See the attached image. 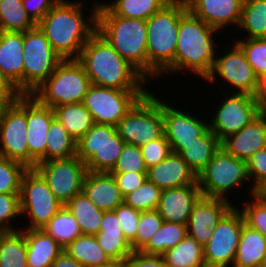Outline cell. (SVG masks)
Masks as SVG:
<instances>
[{"label": "cell", "instance_id": "1", "mask_svg": "<svg viewBox=\"0 0 266 267\" xmlns=\"http://www.w3.org/2000/svg\"><path fill=\"white\" fill-rule=\"evenodd\" d=\"M98 0L84 14L82 0H60L37 24L53 50L65 59H78L90 36L97 30Z\"/></svg>", "mask_w": 266, "mask_h": 267}, {"label": "cell", "instance_id": "2", "mask_svg": "<svg viewBox=\"0 0 266 267\" xmlns=\"http://www.w3.org/2000/svg\"><path fill=\"white\" fill-rule=\"evenodd\" d=\"M91 84L119 90H148L147 80L129 64L97 30L77 59Z\"/></svg>", "mask_w": 266, "mask_h": 267}, {"label": "cell", "instance_id": "3", "mask_svg": "<svg viewBox=\"0 0 266 267\" xmlns=\"http://www.w3.org/2000/svg\"><path fill=\"white\" fill-rule=\"evenodd\" d=\"M218 32L220 31L213 29L187 10L180 17L174 75L177 72L184 74L190 71L204 80L213 68L216 55L219 54V42L215 43V35Z\"/></svg>", "mask_w": 266, "mask_h": 267}, {"label": "cell", "instance_id": "4", "mask_svg": "<svg viewBox=\"0 0 266 267\" xmlns=\"http://www.w3.org/2000/svg\"><path fill=\"white\" fill-rule=\"evenodd\" d=\"M187 10L185 0H171L146 20L148 79L174 74L180 17Z\"/></svg>", "mask_w": 266, "mask_h": 267}, {"label": "cell", "instance_id": "5", "mask_svg": "<svg viewBox=\"0 0 266 267\" xmlns=\"http://www.w3.org/2000/svg\"><path fill=\"white\" fill-rule=\"evenodd\" d=\"M97 31L148 80L146 20L120 17L105 4H98Z\"/></svg>", "mask_w": 266, "mask_h": 267}, {"label": "cell", "instance_id": "6", "mask_svg": "<svg viewBox=\"0 0 266 267\" xmlns=\"http://www.w3.org/2000/svg\"><path fill=\"white\" fill-rule=\"evenodd\" d=\"M91 86L84 66L77 59H65L33 95L41 104L56 106L83 102Z\"/></svg>", "mask_w": 266, "mask_h": 267}, {"label": "cell", "instance_id": "7", "mask_svg": "<svg viewBox=\"0 0 266 267\" xmlns=\"http://www.w3.org/2000/svg\"><path fill=\"white\" fill-rule=\"evenodd\" d=\"M148 91L116 125L127 144L143 146L164 135L162 100Z\"/></svg>", "mask_w": 266, "mask_h": 267}, {"label": "cell", "instance_id": "8", "mask_svg": "<svg viewBox=\"0 0 266 267\" xmlns=\"http://www.w3.org/2000/svg\"><path fill=\"white\" fill-rule=\"evenodd\" d=\"M248 180L250 181L247 161L237 159L222 147L214 153L212 160L197 176L202 196L228 201L227 194H230V190L241 187Z\"/></svg>", "mask_w": 266, "mask_h": 267}, {"label": "cell", "instance_id": "9", "mask_svg": "<svg viewBox=\"0 0 266 267\" xmlns=\"http://www.w3.org/2000/svg\"><path fill=\"white\" fill-rule=\"evenodd\" d=\"M125 145L124 140L112 125L97 124L77 141V157L90 172H110L115 166Z\"/></svg>", "mask_w": 266, "mask_h": 267}, {"label": "cell", "instance_id": "10", "mask_svg": "<svg viewBox=\"0 0 266 267\" xmlns=\"http://www.w3.org/2000/svg\"><path fill=\"white\" fill-rule=\"evenodd\" d=\"M23 94H32L63 61L38 26L24 32Z\"/></svg>", "mask_w": 266, "mask_h": 267}, {"label": "cell", "instance_id": "11", "mask_svg": "<svg viewBox=\"0 0 266 267\" xmlns=\"http://www.w3.org/2000/svg\"><path fill=\"white\" fill-rule=\"evenodd\" d=\"M62 206L44 177L35 168H28L21 180L20 211L21 217L30 220L21 229H42Z\"/></svg>", "mask_w": 266, "mask_h": 267}, {"label": "cell", "instance_id": "12", "mask_svg": "<svg viewBox=\"0 0 266 267\" xmlns=\"http://www.w3.org/2000/svg\"><path fill=\"white\" fill-rule=\"evenodd\" d=\"M149 90H119L91 84L84 106L94 123L115 126Z\"/></svg>", "mask_w": 266, "mask_h": 267}, {"label": "cell", "instance_id": "13", "mask_svg": "<svg viewBox=\"0 0 266 267\" xmlns=\"http://www.w3.org/2000/svg\"><path fill=\"white\" fill-rule=\"evenodd\" d=\"M229 93L231 94L227 95L222 92L223 100L218 105L219 107H215L214 116L208 121L209 129L220 143L243 129L261 113L260 103L256 96L246 93Z\"/></svg>", "mask_w": 266, "mask_h": 267}, {"label": "cell", "instance_id": "14", "mask_svg": "<svg viewBox=\"0 0 266 267\" xmlns=\"http://www.w3.org/2000/svg\"><path fill=\"white\" fill-rule=\"evenodd\" d=\"M27 94H20L0 116V155L29 168Z\"/></svg>", "mask_w": 266, "mask_h": 267}, {"label": "cell", "instance_id": "15", "mask_svg": "<svg viewBox=\"0 0 266 267\" xmlns=\"http://www.w3.org/2000/svg\"><path fill=\"white\" fill-rule=\"evenodd\" d=\"M244 224L242 212L236 206L221 218L210 240L203 246L206 267L233 265Z\"/></svg>", "mask_w": 266, "mask_h": 267}, {"label": "cell", "instance_id": "16", "mask_svg": "<svg viewBox=\"0 0 266 267\" xmlns=\"http://www.w3.org/2000/svg\"><path fill=\"white\" fill-rule=\"evenodd\" d=\"M230 51L224 55H216L211 72L204 79L212 84L219 77L235 90L232 93H246L256 96L260 86V79L252 66L248 63L241 47L234 42Z\"/></svg>", "mask_w": 266, "mask_h": 267}, {"label": "cell", "instance_id": "17", "mask_svg": "<svg viewBox=\"0 0 266 267\" xmlns=\"http://www.w3.org/2000/svg\"><path fill=\"white\" fill-rule=\"evenodd\" d=\"M47 181L54 196L66 205L82 191L87 173L86 164L77 156L67 159H52L34 167Z\"/></svg>", "mask_w": 266, "mask_h": 267}, {"label": "cell", "instance_id": "18", "mask_svg": "<svg viewBox=\"0 0 266 267\" xmlns=\"http://www.w3.org/2000/svg\"><path fill=\"white\" fill-rule=\"evenodd\" d=\"M54 110L41 104L33 95L27 94V145L29 149V168L45 162L47 134Z\"/></svg>", "mask_w": 266, "mask_h": 267}, {"label": "cell", "instance_id": "19", "mask_svg": "<svg viewBox=\"0 0 266 267\" xmlns=\"http://www.w3.org/2000/svg\"><path fill=\"white\" fill-rule=\"evenodd\" d=\"M168 103V104H167ZM162 100V116L164 120V135L170 145H188L202 136L208 129L209 123L196 114L184 112ZM171 105V106H170ZM178 109V110H177ZM195 115V116H194Z\"/></svg>", "mask_w": 266, "mask_h": 267}, {"label": "cell", "instance_id": "20", "mask_svg": "<svg viewBox=\"0 0 266 267\" xmlns=\"http://www.w3.org/2000/svg\"><path fill=\"white\" fill-rule=\"evenodd\" d=\"M228 200L201 196L195 203L187 223L188 235L204 246L215 226L234 206Z\"/></svg>", "mask_w": 266, "mask_h": 267}, {"label": "cell", "instance_id": "21", "mask_svg": "<svg viewBox=\"0 0 266 267\" xmlns=\"http://www.w3.org/2000/svg\"><path fill=\"white\" fill-rule=\"evenodd\" d=\"M188 10L217 31L239 25L244 0H185Z\"/></svg>", "mask_w": 266, "mask_h": 267}, {"label": "cell", "instance_id": "22", "mask_svg": "<svg viewBox=\"0 0 266 267\" xmlns=\"http://www.w3.org/2000/svg\"><path fill=\"white\" fill-rule=\"evenodd\" d=\"M201 196L198 184L162 190L157 211L164 221L187 224L193 207Z\"/></svg>", "mask_w": 266, "mask_h": 267}, {"label": "cell", "instance_id": "23", "mask_svg": "<svg viewBox=\"0 0 266 267\" xmlns=\"http://www.w3.org/2000/svg\"><path fill=\"white\" fill-rule=\"evenodd\" d=\"M220 147L244 161L266 148V114L260 113L243 129L224 139Z\"/></svg>", "mask_w": 266, "mask_h": 267}, {"label": "cell", "instance_id": "24", "mask_svg": "<svg viewBox=\"0 0 266 267\" xmlns=\"http://www.w3.org/2000/svg\"><path fill=\"white\" fill-rule=\"evenodd\" d=\"M24 32L0 31V73L23 94Z\"/></svg>", "mask_w": 266, "mask_h": 267}, {"label": "cell", "instance_id": "25", "mask_svg": "<svg viewBox=\"0 0 266 267\" xmlns=\"http://www.w3.org/2000/svg\"><path fill=\"white\" fill-rule=\"evenodd\" d=\"M147 179L161 190L198 184L197 176L180 154L171 152L163 161L147 169Z\"/></svg>", "mask_w": 266, "mask_h": 267}, {"label": "cell", "instance_id": "26", "mask_svg": "<svg viewBox=\"0 0 266 267\" xmlns=\"http://www.w3.org/2000/svg\"><path fill=\"white\" fill-rule=\"evenodd\" d=\"M82 192L103 211H112L124 203V197L116 180L109 172L87 171L83 180Z\"/></svg>", "mask_w": 266, "mask_h": 267}, {"label": "cell", "instance_id": "27", "mask_svg": "<svg viewBox=\"0 0 266 267\" xmlns=\"http://www.w3.org/2000/svg\"><path fill=\"white\" fill-rule=\"evenodd\" d=\"M28 267H52L64 248L44 229H24Z\"/></svg>", "mask_w": 266, "mask_h": 267}, {"label": "cell", "instance_id": "28", "mask_svg": "<svg viewBox=\"0 0 266 267\" xmlns=\"http://www.w3.org/2000/svg\"><path fill=\"white\" fill-rule=\"evenodd\" d=\"M172 152L178 153L198 176L212 160L214 153L220 148L216 135L208 129L202 136L188 145H170Z\"/></svg>", "mask_w": 266, "mask_h": 267}, {"label": "cell", "instance_id": "29", "mask_svg": "<svg viewBox=\"0 0 266 267\" xmlns=\"http://www.w3.org/2000/svg\"><path fill=\"white\" fill-rule=\"evenodd\" d=\"M266 259V237L244 224L232 267H261Z\"/></svg>", "mask_w": 266, "mask_h": 267}, {"label": "cell", "instance_id": "30", "mask_svg": "<svg viewBox=\"0 0 266 267\" xmlns=\"http://www.w3.org/2000/svg\"><path fill=\"white\" fill-rule=\"evenodd\" d=\"M53 110L55 117L76 141H79L94 124L92 115L83 102L56 106Z\"/></svg>", "mask_w": 266, "mask_h": 267}, {"label": "cell", "instance_id": "31", "mask_svg": "<svg viewBox=\"0 0 266 267\" xmlns=\"http://www.w3.org/2000/svg\"><path fill=\"white\" fill-rule=\"evenodd\" d=\"M65 206L75 217L82 234L95 235L100 231L104 211L95 206L84 192L75 195Z\"/></svg>", "mask_w": 266, "mask_h": 267}, {"label": "cell", "instance_id": "32", "mask_svg": "<svg viewBox=\"0 0 266 267\" xmlns=\"http://www.w3.org/2000/svg\"><path fill=\"white\" fill-rule=\"evenodd\" d=\"M162 256L166 267H206L203 246L189 235Z\"/></svg>", "mask_w": 266, "mask_h": 267}, {"label": "cell", "instance_id": "33", "mask_svg": "<svg viewBox=\"0 0 266 267\" xmlns=\"http://www.w3.org/2000/svg\"><path fill=\"white\" fill-rule=\"evenodd\" d=\"M45 162L52 159H67L77 155V141L55 117L46 136Z\"/></svg>", "mask_w": 266, "mask_h": 267}, {"label": "cell", "instance_id": "34", "mask_svg": "<svg viewBox=\"0 0 266 267\" xmlns=\"http://www.w3.org/2000/svg\"><path fill=\"white\" fill-rule=\"evenodd\" d=\"M63 251L85 267L105 264L111 260L99 246L95 235L82 234L68 244Z\"/></svg>", "mask_w": 266, "mask_h": 267}, {"label": "cell", "instance_id": "35", "mask_svg": "<svg viewBox=\"0 0 266 267\" xmlns=\"http://www.w3.org/2000/svg\"><path fill=\"white\" fill-rule=\"evenodd\" d=\"M0 267H28L24 229L5 232L0 239Z\"/></svg>", "mask_w": 266, "mask_h": 267}, {"label": "cell", "instance_id": "36", "mask_svg": "<svg viewBox=\"0 0 266 267\" xmlns=\"http://www.w3.org/2000/svg\"><path fill=\"white\" fill-rule=\"evenodd\" d=\"M188 235L187 224L164 221L148 244L140 251L147 255H163Z\"/></svg>", "mask_w": 266, "mask_h": 267}, {"label": "cell", "instance_id": "37", "mask_svg": "<svg viewBox=\"0 0 266 267\" xmlns=\"http://www.w3.org/2000/svg\"><path fill=\"white\" fill-rule=\"evenodd\" d=\"M171 0H110L102 2L115 15L125 18L148 20L152 15L161 10Z\"/></svg>", "mask_w": 266, "mask_h": 267}, {"label": "cell", "instance_id": "38", "mask_svg": "<svg viewBox=\"0 0 266 267\" xmlns=\"http://www.w3.org/2000/svg\"><path fill=\"white\" fill-rule=\"evenodd\" d=\"M238 27L243 38H266V0H244Z\"/></svg>", "mask_w": 266, "mask_h": 267}, {"label": "cell", "instance_id": "39", "mask_svg": "<svg viewBox=\"0 0 266 267\" xmlns=\"http://www.w3.org/2000/svg\"><path fill=\"white\" fill-rule=\"evenodd\" d=\"M42 229L51 235L63 248L82 235L78 222L65 205Z\"/></svg>", "mask_w": 266, "mask_h": 267}, {"label": "cell", "instance_id": "40", "mask_svg": "<svg viewBox=\"0 0 266 267\" xmlns=\"http://www.w3.org/2000/svg\"><path fill=\"white\" fill-rule=\"evenodd\" d=\"M36 26L27 15L23 0H0V31L25 32Z\"/></svg>", "mask_w": 266, "mask_h": 267}, {"label": "cell", "instance_id": "41", "mask_svg": "<svg viewBox=\"0 0 266 267\" xmlns=\"http://www.w3.org/2000/svg\"><path fill=\"white\" fill-rule=\"evenodd\" d=\"M28 167L0 155V193L20 194L21 180Z\"/></svg>", "mask_w": 266, "mask_h": 267}, {"label": "cell", "instance_id": "42", "mask_svg": "<svg viewBox=\"0 0 266 267\" xmlns=\"http://www.w3.org/2000/svg\"><path fill=\"white\" fill-rule=\"evenodd\" d=\"M161 193L159 187L146 179L139 188L124 197V203L139 212L154 210L159 205Z\"/></svg>", "mask_w": 266, "mask_h": 267}, {"label": "cell", "instance_id": "43", "mask_svg": "<svg viewBox=\"0 0 266 267\" xmlns=\"http://www.w3.org/2000/svg\"><path fill=\"white\" fill-rule=\"evenodd\" d=\"M244 52L248 63L261 79L266 75V38L233 39Z\"/></svg>", "mask_w": 266, "mask_h": 267}, {"label": "cell", "instance_id": "44", "mask_svg": "<svg viewBox=\"0 0 266 267\" xmlns=\"http://www.w3.org/2000/svg\"><path fill=\"white\" fill-rule=\"evenodd\" d=\"M251 199L244 201L240 208L245 224L266 237V200L259 193Z\"/></svg>", "mask_w": 266, "mask_h": 267}, {"label": "cell", "instance_id": "45", "mask_svg": "<svg viewBox=\"0 0 266 267\" xmlns=\"http://www.w3.org/2000/svg\"><path fill=\"white\" fill-rule=\"evenodd\" d=\"M99 246L111 260L124 261L133 253L131 245L125 239L124 233L98 232L95 234Z\"/></svg>", "mask_w": 266, "mask_h": 267}, {"label": "cell", "instance_id": "46", "mask_svg": "<svg viewBox=\"0 0 266 267\" xmlns=\"http://www.w3.org/2000/svg\"><path fill=\"white\" fill-rule=\"evenodd\" d=\"M163 222L157 209L140 212L136 234V252H140L148 244Z\"/></svg>", "mask_w": 266, "mask_h": 267}, {"label": "cell", "instance_id": "47", "mask_svg": "<svg viewBox=\"0 0 266 267\" xmlns=\"http://www.w3.org/2000/svg\"><path fill=\"white\" fill-rule=\"evenodd\" d=\"M147 172L139 146L125 143L123 150L109 173Z\"/></svg>", "mask_w": 266, "mask_h": 267}, {"label": "cell", "instance_id": "48", "mask_svg": "<svg viewBox=\"0 0 266 267\" xmlns=\"http://www.w3.org/2000/svg\"><path fill=\"white\" fill-rule=\"evenodd\" d=\"M16 217H21L20 211V194H4L0 193V230L3 232H11L20 230L11 225ZM14 219V220H13ZM10 221V222H9Z\"/></svg>", "mask_w": 266, "mask_h": 267}, {"label": "cell", "instance_id": "49", "mask_svg": "<svg viewBox=\"0 0 266 267\" xmlns=\"http://www.w3.org/2000/svg\"><path fill=\"white\" fill-rule=\"evenodd\" d=\"M113 211L119 219L125 239L131 245L133 252H136V234L140 212L125 203L120 204Z\"/></svg>", "mask_w": 266, "mask_h": 267}, {"label": "cell", "instance_id": "50", "mask_svg": "<svg viewBox=\"0 0 266 267\" xmlns=\"http://www.w3.org/2000/svg\"><path fill=\"white\" fill-rule=\"evenodd\" d=\"M248 176L253 182L249 188L250 195L257 193L266 184V148L253 154L247 160Z\"/></svg>", "mask_w": 266, "mask_h": 267}, {"label": "cell", "instance_id": "51", "mask_svg": "<svg viewBox=\"0 0 266 267\" xmlns=\"http://www.w3.org/2000/svg\"><path fill=\"white\" fill-rule=\"evenodd\" d=\"M147 169L156 166L163 161L171 152V146L165 135L161 138L147 142L140 147Z\"/></svg>", "mask_w": 266, "mask_h": 267}, {"label": "cell", "instance_id": "52", "mask_svg": "<svg viewBox=\"0 0 266 267\" xmlns=\"http://www.w3.org/2000/svg\"><path fill=\"white\" fill-rule=\"evenodd\" d=\"M116 180L123 197L139 188L147 179V172L110 173Z\"/></svg>", "mask_w": 266, "mask_h": 267}, {"label": "cell", "instance_id": "53", "mask_svg": "<svg viewBox=\"0 0 266 267\" xmlns=\"http://www.w3.org/2000/svg\"><path fill=\"white\" fill-rule=\"evenodd\" d=\"M60 0H23V7L30 19L37 25L46 13Z\"/></svg>", "mask_w": 266, "mask_h": 267}, {"label": "cell", "instance_id": "54", "mask_svg": "<svg viewBox=\"0 0 266 267\" xmlns=\"http://www.w3.org/2000/svg\"><path fill=\"white\" fill-rule=\"evenodd\" d=\"M123 267H166V264L162 255L133 252L123 261Z\"/></svg>", "mask_w": 266, "mask_h": 267}, {"label": "cell", "instance_id": "55", "mask_svg": "<svg viewBox=\"0 0 266 267\" xmlns=\"http://www.w3.org/2000/svg\"><path fill=\"white\" fill-rule=\"evenodd\" d=\"M99 232L123 233L119 219L113 210L104 211Z\"/></svg>", "mask_w": 266, "mask_h": 267}, {"label": "cell", "instance_id": "56", "mask_svg": "<svg viewBox=\"0 0 266 267\" xmlns=\"http://www.w3.org/2000/svg\"><path fill=\"white\" fill-rule=\"evenodd\" d=\"M52 267H85L75 258L63 251L53 262Z\"/></svg>", "mask_w": 266, "mask_h": 267}, {"label": "cell", "instance_id": "57", "mask_svg": "<svg viewBox=\"0 0 266 267\" xmlns=\"http://www.w3.org/2000/svg\"><path fill=\"white\" fill-rule=\"evenodd\" d=\"M256 98L260 103V112L266 114V75L260 79V86Z\"/></svg>", "mask_w": 266, "mask_h": 267}, {"label": "cell", "instance_id": "58", "mask_svg": "<svg viewBox=\"0 0 266 267\" xmlns=\"http://www.w3.org/2000/svg\"><path fill=\"white\" fill-rule=\"evenodd\" d=\"M0 95H20L12 84L0 73Z\"/></svg>", "mask_w": 266, "mask_h": 267}, {"label": "cell", "instance_id": "59", "mask_svg": "<svg viewBox=\"0 0 266 267\" xmlns=\"http://www.w3.org/2000/svg\"><path fill=\"white\" fill-rule=\"evenodd\" d=\"M18 96L19 95H0V116L9 104L15 102Z\"/></svg>", "mask_w": 266, "mask_h": 267}, {"label": "cell", "instance_id": "60", "mask_svg": "<svg viewBox=\"0 0 266 267\" xmlns=\"http://www.w3.org/2000/svg\"><path fill=\"white\" fill-rule=\"evenodd\" d=\"M90 267H123L122 260H110L108 263L101 264V265H94Z\"/></svg>", "mask_w": 266, "mask_h": 267}, {"label": "cell", "instance_id": "61", "mask_svg": "<svg viewBox=\"0 0 266 267\" xmlns=\"http://www.w3.org/2000/svg\"><path fill=\"white\" fill-rule=\"evenodd\" d=\"M266 200V184L257 192Z\"/></svg>", "mask_w": 266, "mask_h": 267}, {"label": "cell", "instance_id": "62", "mask_svg": "<svg viewBox=\"0 0 266 267\" xmlns=\"http://www.w3.org/2000/svg\"><path fill=\"white\" fill-rule=\"evenodd\" d=\"M261 267H266V259L264 260V262H263Z\"/></svg>", "mask_w": 266, "mask_h": 267}, {"label": "cell", "instance_id": "63", "mask_svg": "<svg viewBox=\"0 0 266 267\" xmlns=\"http://www.w3.org/2000/svg\"><path fill=\"white\" fill-rule=\"evenodd\" d=\"M5 232H3L2 230H0V239L2 237V235L4 234Z\"/></svg>", "mask_w": 266, "mask_h": 267}]
</instances>
